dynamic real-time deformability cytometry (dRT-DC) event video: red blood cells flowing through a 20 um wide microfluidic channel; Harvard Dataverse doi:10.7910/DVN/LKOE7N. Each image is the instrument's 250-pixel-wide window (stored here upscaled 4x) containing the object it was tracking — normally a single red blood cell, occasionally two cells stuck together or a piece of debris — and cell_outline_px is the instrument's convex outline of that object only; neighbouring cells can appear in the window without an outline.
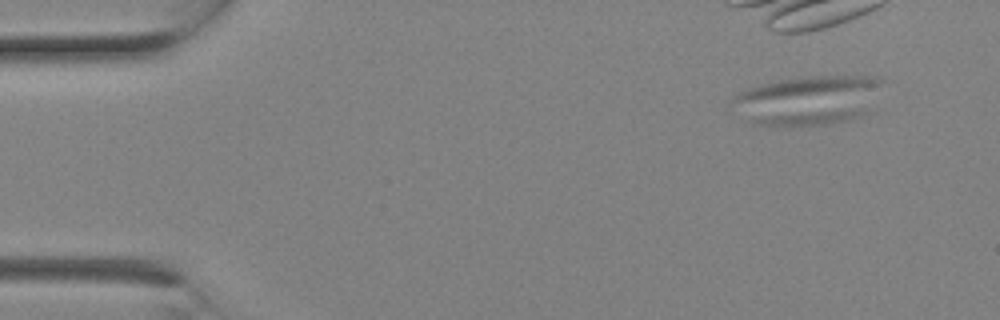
{"species": "Egyptian fruit bat (a non-hibernating species)", "species_latin": "Rousettus aegyptiacus", "temperature_condition": "room temperature", "stored_images_in_passage": 2, "camera_frame_rate_fps": 3000, "um_per_image_px": 0.085, "animal": {"sex": "female"}, "frame": {"image": 1, "passage_image": 1, "time_ms": 0.0, "image_size_px": [1000, 320], "cell_outline_px": [[884, 80], [868, 112], [852, 120], [828, 124], [788, 128], [780, 128], [752, 124], [728, 104], [732, 96], [740, 92], [764, 84], [784, 80], [808, 76], [880, 76]], "centroid_in_image_um": [68.65, 8.57], "position_along_channel_um": 16.3, "area_um2": 43.99}}